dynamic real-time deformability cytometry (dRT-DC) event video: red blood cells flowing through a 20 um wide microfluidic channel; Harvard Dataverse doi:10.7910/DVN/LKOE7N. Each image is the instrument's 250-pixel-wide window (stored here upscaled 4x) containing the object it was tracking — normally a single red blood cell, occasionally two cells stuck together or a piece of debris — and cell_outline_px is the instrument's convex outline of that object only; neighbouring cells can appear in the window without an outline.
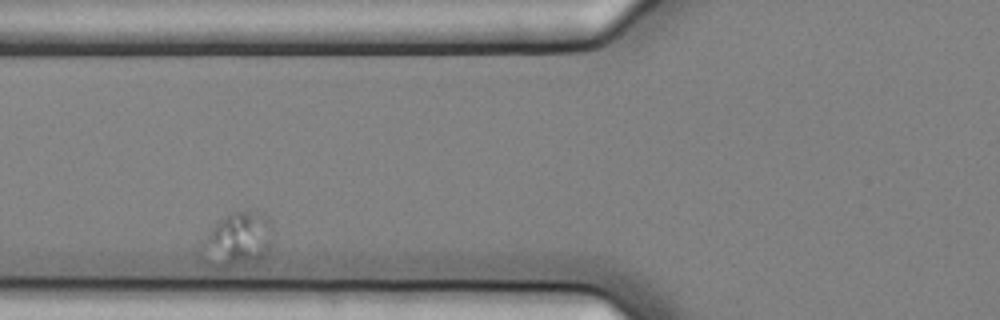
{"species": "common noctule bat (a hibernating species)", "species_latin": "Nyctalus noctula", "temperature_condition": "cold", "stored_images_in_passage": 4, "camera_frame_rate_fps": 3000, "um_per_image_px": 0.085, "animal": {"sex": "female", "body_mass_g": 25.1}, "frame": {"image": 1, "passage_image": 2, "time_ms": 0.333, "image_size_px": [1000, 320], "cell_outline_px": [[272, 244], [268, 256], [256, 260], [224, 268], [216, 264], [208, 240], [208, 232], [216, 220], [232, 212], [260, 212], [272, 224]], "centroid_in_image_um": [20.43, 20.27], "position_along_channel_um": 105.4, "area_um2": 20.75}}
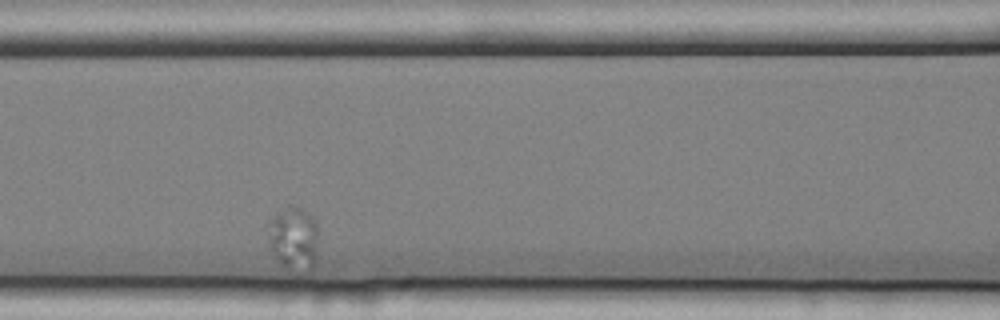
{"frame": {"image": 2, "passage_image": 3, "time_ms": 0.667, "image_size_px": [1000, 320], "cell_outline_px": [[316, 256], [312, 272], [280, 264], [276, 260], [268, 244], [268, 236], [272, 220], [276, 216], [288, 208], [300, 208], [308, 212], [316, 220]], "centroid_in_image_um": [24.99, 20.31], "position_along_channel_um": 141.6, "area_um2": 17.8}}